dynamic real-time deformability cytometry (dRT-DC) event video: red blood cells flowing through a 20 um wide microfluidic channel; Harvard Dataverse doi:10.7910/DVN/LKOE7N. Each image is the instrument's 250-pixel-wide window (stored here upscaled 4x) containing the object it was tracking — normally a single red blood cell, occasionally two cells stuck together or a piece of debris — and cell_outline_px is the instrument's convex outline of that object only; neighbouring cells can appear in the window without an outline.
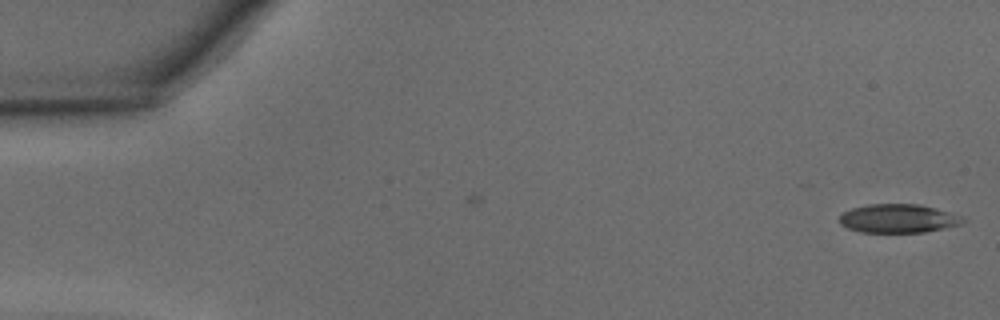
{"species": "common noctule bat (a hibernating species)", "species_latin": "Nyctalus noctula", "temperature_condition": "warm", "stored_images_in_passage": 3, "camera_frame_rate_fps": 3000, "um_per_image_px": 0.085, "animal": {"sex": "male", "body_mass_g": 15.6}, "frame": {"image": 1, "passage_image": 3, "time_ms": 0.667, "image_size_px": [1000, 320], "cell_outline_px": [[968, 220], [960, 224], [944, 228], [924, 232], [860, 232], [848, 228], [840, 224], [840, 216], [844, 212], [852, 208], [868, 204], [920, 204], [936, 208], [960, 216]], "centroid_in_image_um": [76.35, 18.57], "position_along_channel_um": 8.7, "area_um2": 20.52}}